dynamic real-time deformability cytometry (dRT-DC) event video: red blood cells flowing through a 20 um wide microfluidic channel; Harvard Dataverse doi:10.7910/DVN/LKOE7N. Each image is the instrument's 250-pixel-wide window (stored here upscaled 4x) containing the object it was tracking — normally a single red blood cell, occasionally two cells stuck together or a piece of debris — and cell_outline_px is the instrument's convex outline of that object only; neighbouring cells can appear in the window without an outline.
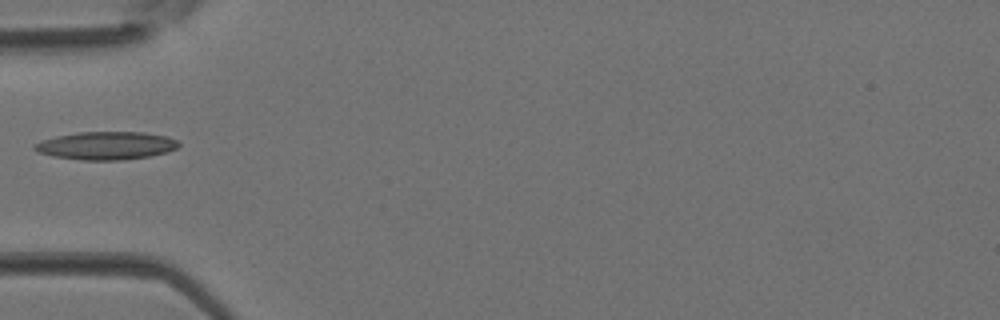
{"species": "Egyptian fruit bat (a non-hibernating species)", "species_latin": "Rousettus aegyptiacus", "temperature_condition": "room temperature", "stored_images_in_passage": 3, "camera_frame_rate_fps": 3000, "um_per_image_px": 0.085, "animal": {"sex": "female"}, "frame": {"image": 1, "passage_image": 3, "time_ms": 0.667, "image_size_px": [1000, 320], "cell_outline_px": [[180, 144], [176, 148], [168, 152], [148, 156], [124, 160], [84, 160], [52, 156], [36, 152], [32, 148], [32, 144], [40, 140], [56, 136], [80, 132], [144, 132], [168, 136], [176, 140]], "centroid_in_image_um": [8.98, 12.37], "position_along_channel_um": 76.0, "area_um2": 23.7}}